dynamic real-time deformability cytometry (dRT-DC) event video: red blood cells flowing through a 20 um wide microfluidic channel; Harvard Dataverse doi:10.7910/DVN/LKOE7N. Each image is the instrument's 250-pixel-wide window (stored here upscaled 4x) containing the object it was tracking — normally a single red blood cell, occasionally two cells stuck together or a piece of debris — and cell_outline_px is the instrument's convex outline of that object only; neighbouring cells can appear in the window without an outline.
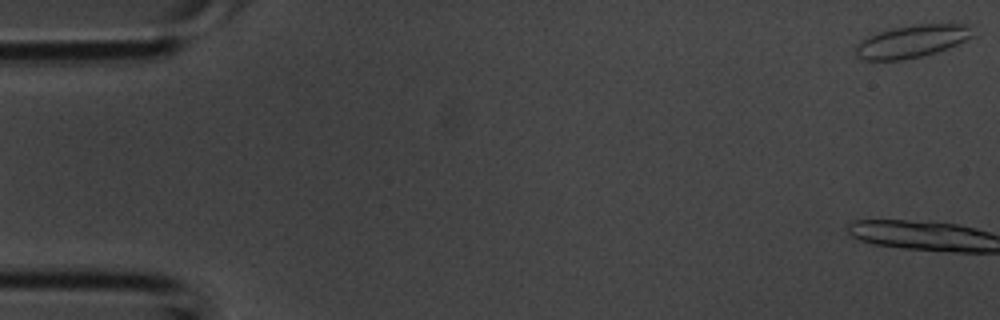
{"species": "common noctule bat (a hibernating species)", "species_latin": "Nyctalus noctula", "temperature_condition": "room temperature", "stored_images_in_passage": 5, "camera_frame_rate_fps": 3000, "um_per_image_px": 0.085, "animal": {"sex": "male", "body_mass_g": 20.1, "forearm_length_mm": 53.5}, "frame": {"image": 1, "passage_image": 1, "time_ms": 0.0, "image_size_px": [1000, 320], "cell_outline_px": [[972, 36], [956, 44], [936, 52], [904, 60], [864, 60], [856, 56], [856, 44], [860, 40], [888, 28], [916, 24], [972, 24]], "centroid_in_image_um": [77.48, 3.5], "position_along_channel_um": 7.5, "area_um2": 22.14}}